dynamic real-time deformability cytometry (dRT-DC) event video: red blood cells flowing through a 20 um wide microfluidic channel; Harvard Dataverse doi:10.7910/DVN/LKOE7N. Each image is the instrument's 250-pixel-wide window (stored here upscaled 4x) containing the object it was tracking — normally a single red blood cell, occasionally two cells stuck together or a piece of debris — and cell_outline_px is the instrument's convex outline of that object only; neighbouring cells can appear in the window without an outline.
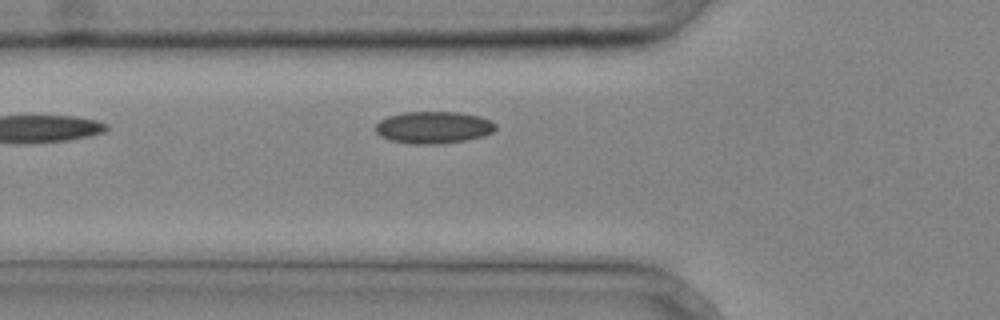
{"species": "common noctule bat (a hibernating species)", "species_latin": "Nyctalus noctula", "temperature_condition": "cold", "stored_images_in_passage": 4, "camera_frame_rate_fps": 3000, "um_per_image_px": 0.085, "animal": {"sex": "male", "body_mass_g": 20.4}, "frame": {"image": 1, "passage_image": 3, "time_ms": 0.667, "image_size_px": [1000, 320], "cell_outline_px": [[496, 128], [492, 132], [484, 136], [464, 140], [440, 144], [412, 144], [388, 140], [380, 136], [376, 132], [376, 124], [380, 120], [388, 116], [404, 112], [460, 112], [480, 116], [492, 120], [496, 124]], "centroid_in_image_um": [36.85, 10.83], "position_along_channel_um": 88.9, "area_um2": 22.6}}